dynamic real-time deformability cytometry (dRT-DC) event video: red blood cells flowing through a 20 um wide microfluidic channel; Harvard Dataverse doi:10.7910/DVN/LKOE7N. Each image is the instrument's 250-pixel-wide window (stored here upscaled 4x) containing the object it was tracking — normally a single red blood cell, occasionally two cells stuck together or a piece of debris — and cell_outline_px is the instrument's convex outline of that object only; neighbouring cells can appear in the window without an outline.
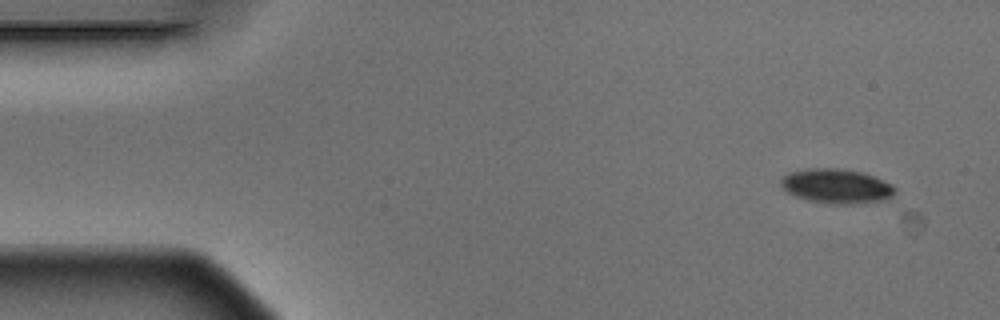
{"species": "Egyptian fruit bat (a non-hibernating species)", "species_latin": "Rousettus aegyptiacus", "temperature_condition": "warm", "stored_images_in_passage": 5, "camera_frame_rate_fps": 3000, "um_per_image_px": 0.085, "animal": {"sex": "male"}, "frame": {"image": 1, "passage_image": 1, "time_ms": 0.0, "image_size_px": [1000, 320], "cell_outline_px": [[896, 192], [892, 196], [884, 200], [848, 204], [832, 204], [808, 200], [796, 196], [788, 192], [780, 184], [780, 180], [788, 172], [812, 168], [836, 168], [860, 172], [872, 176], [892, 184], [896, 188]], "centroid_in_image_um": [71.1, 15.82], "position_along_channel_um": 13.9, "area_um2": 22.72}}
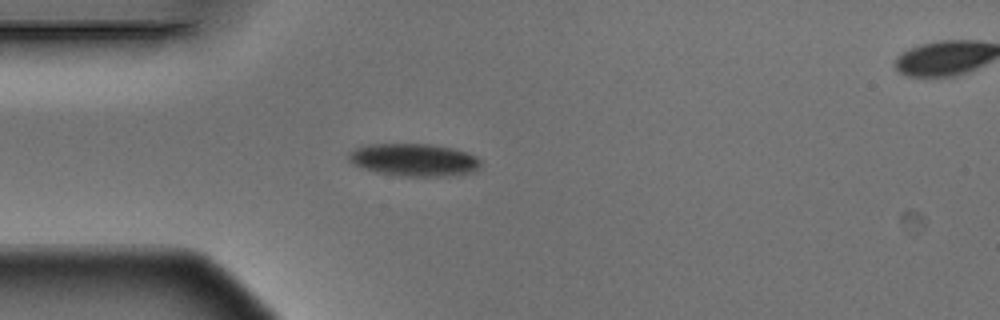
{"frame": {"image": 2, "passage_image": 4, "time_ms": 1.0, "image_size_px": [1000, 320], "cell_outline_px": [[480, 168], [476, 172], [448, 176], [400, 176], [376, 172], [352, 164], [348, 160], [348, 152], [364, 144], [428, 144], [452, 148], [476, 156], [480, 160]], "centroid_in_image_um": [35.18, 13.59], "position_along_channel_um": 49.8, "area_um2": 25.2}}